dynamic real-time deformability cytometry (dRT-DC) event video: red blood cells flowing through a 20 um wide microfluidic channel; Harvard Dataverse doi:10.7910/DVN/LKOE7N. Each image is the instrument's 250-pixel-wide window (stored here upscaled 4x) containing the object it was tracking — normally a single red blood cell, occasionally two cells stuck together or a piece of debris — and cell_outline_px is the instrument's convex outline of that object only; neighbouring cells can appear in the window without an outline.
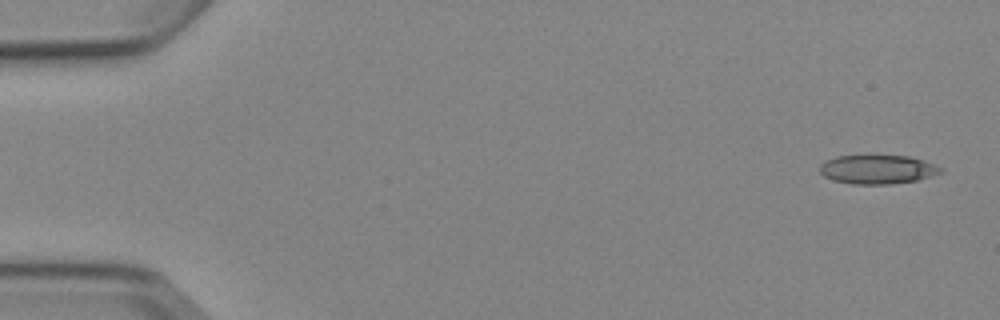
{"species": "Egyptian fruit bat (a non-hibernating species)", "species_latin": "Rousettus aegyptiacus", "temperature_condition": "cold", "stored_images_in_passage": 4, "camera_frame_rate_fps": 3000, "um_per_image_px": 0.085, "animal": {"sex": "female"}, "frame": {"image": 1, "passage_image": 1, "time_ms": 0.0, "image_size_px": [1000, 320], "cell_outline_px": [[944, 172], [932, 176], [916, 180], [892, 184], [852, 184], [832, 180], [824, 176], [820, 172], [820, 164], [836, 156], [908, 156], [924, 160], [944, 168]], "centroid_in_image_um": [74.62, 14.41], "position_along_channel_um": 10.4, "area_um2": 20.4}}
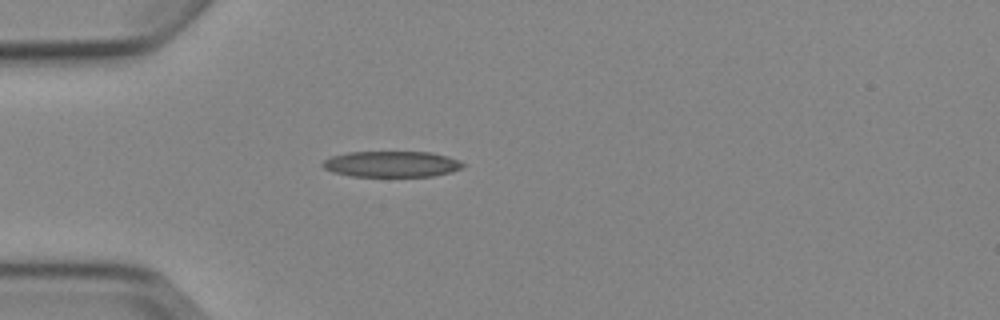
{"frame": {"image": 2, "passage_image": 4, "time_ms": 4.333, "image_size_px": [1000, 320], "cell_outline_px": [[464, 168], [452, 172], [432, 176], [352, 176], [332, 172], [324, 168], [320, 164], [324, 160], [332, 156], [348, 152], [432, 152], [448, 156], [460, 160], [464, 164]], "centroid_in_image_um": [33.31, 13.94], "position_along_channel_um": 51.7, "area_um2": 21.33}}